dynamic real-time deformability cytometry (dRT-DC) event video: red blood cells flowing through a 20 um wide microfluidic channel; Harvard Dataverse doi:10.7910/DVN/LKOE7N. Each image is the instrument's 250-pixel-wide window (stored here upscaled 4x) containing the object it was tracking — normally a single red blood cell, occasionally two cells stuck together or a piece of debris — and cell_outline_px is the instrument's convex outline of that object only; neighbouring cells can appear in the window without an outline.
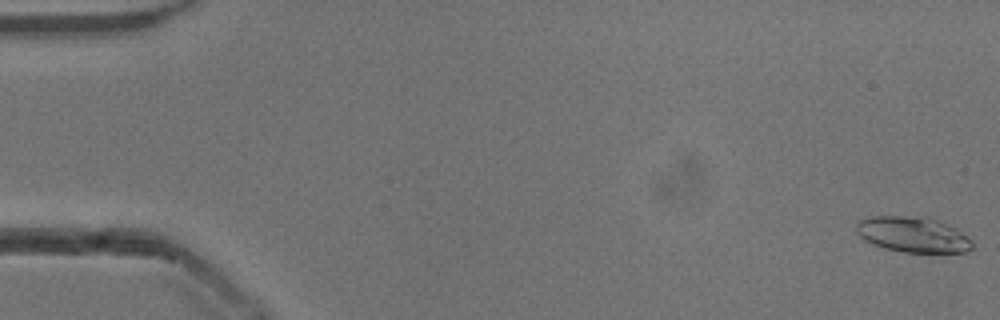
{"species": "common noctule bat (a hibernating species)", "species_latin": "Nyctalus noctula", "temperature_condition": "cold", "stored_images_in_passage": 54, "camera_frame_rate_fps": 3000, "um_per_image_px": 0.085, "animal": {"sex": "male", "body_mass_g": 13.3}, "frame": {"image": 1, "passage_image": 1, "time_ms": 0.0, "image_size_px": [1000, 320], "cell_outline_px": [[972, 248], [968, 252], [900, 252], [884, 248], [872, 244], [864, 240], [856, 232], [856, 220], [872, 216], [924, 216], [948, 224], [956, 228], [968, 236], [972, 240]], "centroid_in_image_um": [77.58, 19.93], "position_along_channel_um": 7.4, "area_um2": 24.33}}
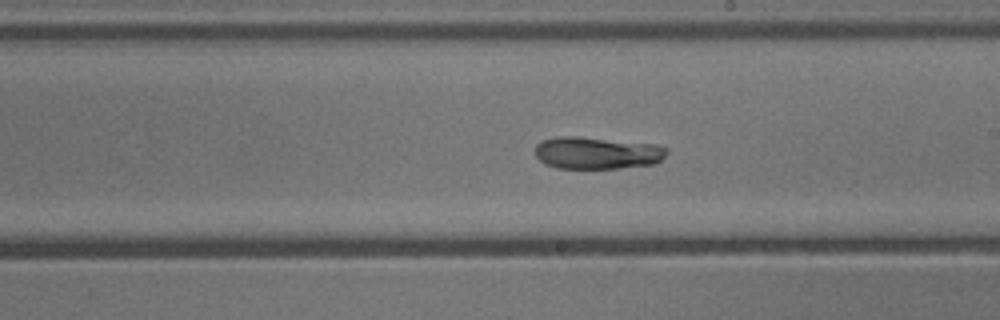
{"frame": {"image": 2, "passage_image": 31, "time_ms": 10.0, "image_size_px": [1000, 320], "cell_outline_px": [[668, 152], [656, 164], [620, 168], [556, 168], [544, 164], [536, 156], [536, 144], [540, 140], [556, 136], [576, 136], [656, 144], [668, 148]], "centroid_in_image_um": [50.73, 12.99], "position_along_channel_um": 238.3, "area_um2": 24.91}}
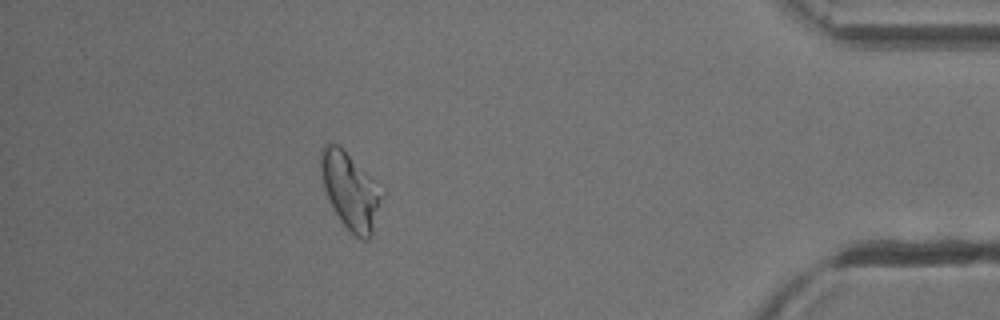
{"frame": {"image": 3, "passage_image": 48, "time_ms": 15.667, "image_size_px": [1000, 320], "cell_outline_px": [[388, 192], [372, 236], [368, 240], [360, 240], [340, 220], [324, 188], [320, 172], [320, 148], [324, 144], [336, 144]], "centroid_in_image_um": [29.87, 16.27], "position_along_channel_um": 405.3, "area_um2": 27.69}, "authors_computed_cell_mechanics": {"area_um2": 24.8829, "velocity_mm_per_s": 3.8473, "shape_relaxation_time_tau1_ms": 10.3165, "shape_relaxation_time_tau2_ms": 2.9649, "deformation_change_tau1": 0.2025, "deformation_change_tau2": 0.0728}}